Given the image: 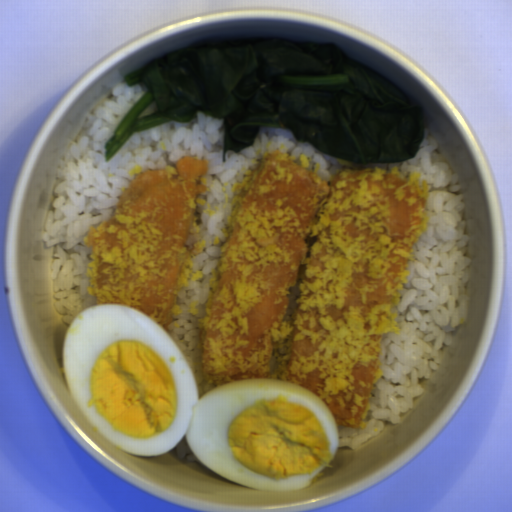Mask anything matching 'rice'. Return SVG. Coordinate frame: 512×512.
Returning <instances> with one entry per match:
<instances>
[{
  "mask_svg": "<svg viewBox=\"0 0 512 512\" xmlns=\"http://www.w3.org/2000/svg\"><path fill=\"white\" fill-rule=\"evenodd\" d=\"M174 447L179 459L184 458V456L188 454L187 460L191 462H197L204 466V464L201 463L191 451L186 435H183L181 440Z\"/></svg>",
  "mask_w": 512,
  "mask_h": 512,
  "instance_id": "3",
  "label": "rice"
},
{
  "mask_svg": "<svg viewBox=\"0 0 512 512\" xmlns=\"http://www.w3.org/2000/svg\"><path fill=\"white\" fill-rule=\"evenodd\" d=\"M146 92L143 84L129 86L126 81L115 84L112 96H104L93 111L86 113L76 141L69 144L59 161V183L44 223L45 246L54 254L50 269L53 278L52 300L68 327L84 310L97 305L88 291L90 278L86 270L92 249L86 247L91 225L103 223L116 211L122 188L131 183L130 169H163L175 167L182 157L207 159L203 174L207 190L198 194L200 214L197 233L188 238L191 248L202 240V250L193 257L192 268L202 278L187 279V287L177 292L180 310L173 314L174 323L166 331L177 344L189 366L199 399L215 389L201 378L199 364V320L204 319L209 297L210 276L216 267L222 243V230L228 225L233 203L232 186L242 182L243 170L251 169L259 151L269 152L283 146L280 152L295 157L308 155L310 170L318 162L317 174L330 180L341 169L338 159L318 150L308 142L297 141L283 128L260 127L253 143L239 152L226 150L223 161L224 131L222 119H214L199 110L188 122L168 120L134 131L108 161L105 144L132 108Z\"/></svg>",
  "mask_w": 512,
  "mask_h": 512,
  "instance_id": "1",
  "label": "rice"
},
{
  "mask_svg": "<svg viewBox=\"0 0 512 512\" xmlns=\"http://www.w3.org/2000/svg\"><path fill=\"white\" fill-rule=\"evenodd\" d=\"M156 110H158V107H157V103L155 102V100L153 99L142 111L141 113L139 114L138 117H145L153 112H155Z\"/></svg>",
  "mask_w": 512,
  "mask_h": 512,
  "instance_id": "4",
  "label": "rice"
},
{
  "mask_svg": "<svg viewBox=\"0 0 512 512\" xmlns=\"http://www.w3.org/2000/svg\"><path fill=\"white\" fill-rule=\"evenodd\" d=\"M430 130L417 154L398 163H353L359 170L379 167L390 172L398 167L405 179L420 173L428 186L425 211L429 216L424 231L413 246V261L399 302L390 311L399 334H382L378 359L382 376L370 391L366 428L339 426L338 447L357 448L378 434L386 422L400 423L401 413L413 408L414 397L424 391L420 379L431 377L443 358L444 346L450 345L455 328L467 322L470 309L469 267L465 254L469 235L463 219V194L458 191V175L435 150Z\"/></svg>",
  "mask_w": 512,
  "mask_h": 512,
  "instance_id": "2",
  "label": "rice"
}]
</instances>
